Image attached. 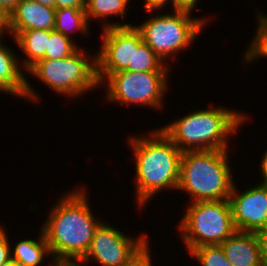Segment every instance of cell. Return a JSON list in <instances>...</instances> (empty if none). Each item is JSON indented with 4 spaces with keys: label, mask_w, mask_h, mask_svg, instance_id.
I'll return each mask as SVG.
<instances>
[{
    "label": "cell",
    "mask_w": 267,
    "mask_h": 266,
    "mask_svg": "<svg viewBox=\"0 0 267 266\" xmlns=\"http://www.w3.org/2000/svg\"><path fill=\"white\" fill-rule=\"evenodd\" d=\"M101 35L102 46L96 54V74L100 86L112 73L133 71L134 48L143 42L135 25L104 28Z\"/></svg>",
    "instance_id": "10"
},
{
    "label": "cell",
    "mask_w": 267,
    "mask_h": 266,
    "mask_svg": "<svg viewBox=\"0 0 267 266\" xmlns=\"http://www.w3.org/2000/svg\"><path fill=\"white\" fill-rule=\"evenodd\" d=\"M5 33L8 34V14L0 7V35L4 37Z\"/></svg>",
    "instance_id": "28"
},
{
    "label": "cell",
    "mask_w": 267,
    "mask_h": 266,
    "mask_svg": "<svg viewBox=\"0 0 267 266\" xmlns=\"http://www.w3.org/2000/svg\"><path fill=\"white\" fill-rule=\"evenodd\" d=\"M130 0H86L85 1V12L88 22L93 18L97 20H105L101 25L102 29L112 27V26H131L130 23H113L109 22V17H121L124 19L126 15V10L128 11V3Z\"/></svg>",
    "instance_id": "17"
},
{
    "label": "cell",
    "mask_w": 267,
    "mask_h": 266,
    "mask_svg": "<svg viewBox=\"0 0 267 266\" xmlns=\"http://www.w3.org/2000/svg\"><path fill=\"white\" fill-rule=\"evenodd\" d=\"M170 67L144 41L134 48L133 72H170Z\"/></svg>",
    "instance_id": "19"
},
{
    "label": "cell",
    "mask_w": 267,
    "mask_h": 266,
    "mask_svg": "<svg viewBox=\"0 0 267 266\" xmlns=\"http://www.w3.org/2000/svg\"><path fill=\"white\" fill-rule=\"evenodd\" d=\"M146 2V5L144 6V9L147 10V12H158L162 10L163 6L166 7V5L171 3L173 7V0H144ZM171 1V2H170Z\"/></svg>",
    "instance_id": "27"
},
{
    "label": "cell",
    "mask_w": 267,
    "mask_h": 266,
    "mask_svg": "<svg viewBox=\"0 0 267 266\" xmlns=\"http://www.w3.org/2000/svg\"><path fill=\"white\" fill-rule=\"evenodd\" d=\"M2 39L0 35V91L39 103L38 99H42L23 74L24 70L21 69L18 55L4 45V42H1Z\"/></svg>",
    "instance_id": "12"
},
{
    "label": "cell",
    "mask_w": 267,
    "mask_h": 266,
    "mask_svg": "<svg viewBox=\"0 0 267 266\" xmlns=\"http://www.w3.org/2000/svg\"><path fill=\"white\" fill-rule=\"evenodd\" d=\"M142 24L135 25L140 31L142 39L153 51L168 64L170 57H176L200 35L209 19L191 16L192 12L175 10L169 13H157ZM173 55V56H172Z\"/></svg>",
    "instance_id": "6"
},
{
    "label": "cell",
    "mask_w": 267,
    "mask_h": 266,
    "mask_svg": "<svg viewBox=\"0 0 267 266\" xmlns=\"http://www.w3.org/2000/svg\"><path fill=\"white\" fill-rule=\"evenodd\" d=\"M152 130L146 136L128 137L135 156L134 192L139 209L145 207L160 190H177L179 182L182 151L159 127Z\"/></svg>",
    "instance_id": "2"
},
{
    "label": "cell",
    "mask_w": 267,
    "mask_h": 266,
    "mask_svg": "<svg viewBox=\"0 0 267 266\" xmlns=\"http://www.w3.org/2000/svg\"><path fill=\"white\" fill-rule=\"evenodd\" d=\"M52 262V264H51ZM51 262L48 266H81L80 262H71V261H54L51 259Z\"/></svg>",
    "instance_id": "31"
},
{
    "label": "cell",
    "mask_w": 267,
    "mask_h": 266,
    "mask_svg": "<svg viewBox=\"0 0 267 266\" xmlns=\"http://www.w3.org/2000/svg\"><path fill=\"white\" fill-rule=\"evenodd\" d=\"M189 203L178 226L185 250L220 245L237 231L229 200Z\"/></svg>",
    "instance_id": "7"
},
{
    "label": "cell",
    "mask_w": 267,
    "mask_h": 266,
    "mask_svg": "<svg viewBox=\"0 0 267 266\" xmlns=\"http://www.w3.org/2000/svg\"><path fill=\"white\" fill-rule=\"evenodd\" d=\"M148 234L137 238L119 231L115 226L102 222L93 235L90 248L79 261H94L101 266H138L150 254Z\"/></svg>",
    "instance_id": "8"
},
{
    "label": "cell",
    "mask_w": 267,
    "mask_h": 266,
    "mask_svg": "<svg viewBox=\"0 0 267 266\" xmlns=\"http://www.w3.org/2000/svg\"><path fill=\"white\" fill-rule=\"evenodd\" d=\"M228 154V150L182 152L177 190L189 193L190 202L229 200L235 183Z\"/></svg>",
    "instance_id": "4"
},
{
    "label": "cell",
    "mask_w": 267,
    "mask_h": 266,
    "mask_svg": "<svg viewBox=\"0 0 267 266\" xmlns=\"http://www.w3.org/2000/svg\"><path fill=\"white\" fill-rule=\"evenodd\" d=\"M10 243L7 237V231L0 227V266H2L7 260L10 259Z\"/></svg>",
    "instance_id": "23"
},
{
    "label": "cell",
    "mask_w": 267,
    "mask_h": 266,
    "mask_svg": "<svg viewBox=\"0 0 267 266\" xmlns=\"http://www.w3.org/2000/svg\"><path fill=\"white\" fill-rule=\"evenodd\" d=\"M200 266H232L220 245L199 246L188 252Z\"/></svg>",
    "instance_id": "22"
},
{
    "label": "cell",
    "mask_w": 267,
    "mask_h": 266,
    "mask_svg": "<svg viewBox=\"0 0 267 266\" xmlns=\"http://www.w3.org/2000/svg\"><path fill=\"white\" fill-rule=\"evenodd\" d=\"M55 8L21 0L8 15V31L54 30Z\"/></svg>",
    "instance_id": "13"
},
{
    "label": "cell",
    "mask_w": 267,
    "mask_h": 266,
    "mask_svg": "<svg viewBox=\"0 0 267 266\" xmlns=\"http://www.w3.org/2000/svg\"><path fill=\"white\" fill-rule=\"evenodd\" d=\"M21 0H0V7L9 15Z\"/></svg>",
    "instance_id": "29"
},
{
    "label": "cell",
    "mask_w": 267,
    "mask_h": 266,
    "mask_svg": "<svg viewBox=\"0 0 267 266\" xmlns=\"http://www.w3.org/2000/svg\"><path fill=\"white\" fill-rule=\"evenodd\" d=\"M138 266H153L151 261V256L149 255L145 260H143Z\"/></svg>",
    "instance_id": "33"
},
{
    "label": "cell",
    "mask_w": 267,
    "mask_h": 266,
    "mask_svg": "<svg viewBox=\"0 0 267 266\" xmlns=\"http://www.w3.org/2000/svg\"><path fill=\"white\" fill-rule=\"evenodd\" d=\"M259 246H260V256L263 266H267V228L255 232Z\"/></svg>",
    "instance_id": "24"
},
{
    "label": "cell",
    "mask_w": 267,
    "mask_h": 266,
    "mask_svg": "<svg viewBox=\"0 0 267 266\" xmlns=\"http://www.w3.org/2000/svg\"><path fill=\"white\" fill-rule=\"evenodd\" d=\"M256 16L258 27L256 28L255 36H253L254 38L249 42L250 45L248 44L247 50L244 51L245 54L242 63L245 62V65H247V62L249 64L252 63L253 60L257 61L258 58L267 57V15L258 10Z\"/></svg>",
    "instance_id": "20"
},
{
    "label": "cell",
    "mask_w": 267,
    "mask_h": 266,
    "mask_svg": "<svg viewBox=\"0 0 267 266\" xmlns=\"http://www.w3.org/2000/svg\"><path fill=\"white\" fill-rule=\"evenodd\" d=\"M88 197L82 186L67 191L40 226L54 261L79 262L88 252L103 222L94 218Z\"/></svg>",
    "instance_id": "1"
},
{
    "label": "cell",
    "mask_w": 267,
    "mask_h": 266,
    "mask_svg": "<svg viewBox=\"0 0 267 266\" xmlns=\"http://www.w3.org/2000/svg\"><path fill=\"white\" fill-rule=\"evenodd\" d=\"M89 23L85 9H55L54 30L66 37L72 38V32L74 33V31L80 32L82 35H88L90 33Z\"/></svg>",
    "instance_id": "18"
},
{
    "label": "cell",
    "mask_w": 267,
    "mask_h": 266,
    "mask_svg": "<svg viewBox=\"0 0 267 266\" xmlns=\"http://www.w3.org/2000/svg\"><path fill=\"white\" fill-rule=\"evenodd\" d=\"M2 266H20L15 260L9 259Z\"/></svg>",
    "instance_id": "34"
},
{
    "label": "cell",
    "mask_w": 267,
    "mask_h": 266,
    "mask_svg": "<svg viewBox=\"0 0 267 266\" xmlns=\"http://www.w3.org/2000/svg\"><path fill=\"white\" fill-rule=\"evenodd\" d=\"M220 246L232 266H263L258 238L254 232L236 231Z\"/></svg>",
    "instance_id": "14"
},
{
    "label": "cell",
    "mask_w": 267,
    "mask_h": 266,
    "mask_svg": "<svg viewBox=\"0 0 267 266\" xmlns=\"http://www.w3.org/2000/svg\"><path fill=\"white\" fill-rule=\"evenodd\" d=\"M260 172L262 174L261 179H263L262 181H260L262 184L267 186V150H265L262 159H261V163H260Z\"/></svg>",
    "instance_id": "30"
},
{
    "label": "cell",
    "mask_w": 267,
    "mask_h": 266,
    "mask_svg": "<svg viewBox=\"0 0 267 266\" xmlns=\"http://www.w3.org/2000/svg\"><path fill=\"white\" fill-rule=\"evenodd\" d=\"M197 2L199 0H173V11L175 10H184V11H189L192 12L193 9H197L196 7Z\"/></svg>",
    "instance_id": "26"
},
{
    "label": "cell",
    "mask_w": 267,
    "mask_h": 266,
    "mask_svg": "<svg viewBox=\"0 0 267 266\" xmlns=\"http://www.w3.org/2000/svg\"><path fill=\"white\" fill-rule=\"evenodd\" d=\"M37 240L22 239L18 241L13 249H10V258L15 260L20 266H39L48 257L53 259L48 244L40 229ZM52 256V257H51Z\"/></svg>",
    "instance_id": "16"
},
{
    "label": "cell",
    "mask_w": 267,
    "mask_h": 266,
    "mask_svg": "<svg viewBox=\"0 0 267 266\" xmlns=\"http://www.w3.org/2000/svg\"><path fill=\"white\" fill-rule=\"evenodd\" d=\"M10 37H13L17 46L27 56L20 62L27 72L39 60L44 58L47 50L48 40L50 39V31L44 29H34L28 31H8ZM26 58V59H25Z\"/></svg>",
    "instance_id": "15"
},
{
    "label": "cell",
    "mask_w": 267,
    "mask_h": 266,
    "mask_svg": "<svg viewBox=\"0 0 267 266\" xmlns=\"http://www.w3.org/2000/svg\"><path fill=\"white\" fill-rule=\"evenodd\" d=\"M231 109L224 106L198 109L160 129L182 152L229 150V136L237 134L248 119L246 114Z\"/></svg>",
    "instance_id": "3"
},
{
    "label": "cell",
    "mask_w": 267,
    "mask_h": 266,
    "mask_svg": "<svg viewBox=\"0 0 267 266\" xmlns=\"http://www.w3.org/2000/svg\"><path fill=\"white\" fill-rule=\"evenodd\" d=\"M85 1L86 0H55V9H85Z\"/></svg>",
    "instance_id": "25"
},
{
    "label": "cell",
    "mask_w": 267,
    "mask_h": 266,
    "mask_svg": "<svg viewBox=\"0 0 267 266\" xmlns=\"http://www.w3.org/2000/svg\"><path fill=\"white\" fill-rule=\"evenodd\" d=\"M168 74L122 70L110 74L101 85L108 86L105 97L112 103L143 105L161 110L165 93L169 89Z\"/></svg>",
    "instance_id": "9"
},
{
    "label": "cell",
    "mask_w": 267,
    "mask_h": 266,
    "mask_svg": "<svg viewBox=\"0 0 267 266\" xmlns=\"http://www.w3.org/2000/svg\"><path fill=\"white\" fill-rule=\"evenodd\" d=\"M72 39L58 31L50 30V39L43 59L58 60L75 53L80 47H77V43Z\"/></svg>",
    "instance_id": "21"
},
{
    "label": "cell",
    "mask_w": 267,
    "mask_h": 266,
    "mask_svg": "<svg viewBox=\"0 0 267 266\" xmlns=\"http://www.w3.org/2000/svg\"><path fill=\"white\" fill-rule=\"evenodd\" d=\"M234 184L229 196L237 231L257 232L267 228V186L259 182L240 192ZM252 187V188H251Z\"/></svg>",
    "instance_id": "11"
},
{
    "label": "cell",
    "mask_w": 267,
    "mask_h": 266,
    "mask_svg": "<svg viewBox=\"0 0 267 266\" xmlns=\"http://www.w3.org/2000/svg\"><path fill=\"white\" fill-rule=\"evenodd\" d=\"M85 51L80 47L75 53L62 59H41L27 73L59 95L73 99L83 96L85 92L99 87L96 55L91 57Z\"/></svg>",
    "instance_id": "5"
},
{
    "label": "cell",
    "mask_w": 267,
    "mask_h": 266,
    "mask_svg": "<svg viewBox=\"0 0 267 266\" xmlns=\"http://www.w3.org/2000/svg\"><path fill=\"white\" fill-rule=\"evenodd\" d=\"M36 1L42 5L51 7V8H55V0H33Z\"/></svg>",
    "instance_id": "32"
}]
</instances>
